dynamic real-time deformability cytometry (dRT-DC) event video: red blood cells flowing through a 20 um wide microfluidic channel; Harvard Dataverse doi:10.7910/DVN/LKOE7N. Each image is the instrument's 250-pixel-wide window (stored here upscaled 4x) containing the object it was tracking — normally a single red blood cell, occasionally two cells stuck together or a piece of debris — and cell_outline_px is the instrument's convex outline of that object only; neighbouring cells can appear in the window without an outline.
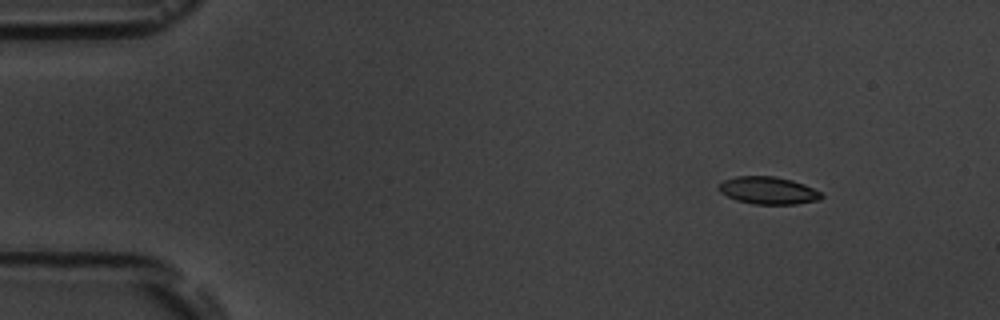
{"species": "common noctule bat (a hibernating species)", "species_latin": "Nyctalus noctula", "temperature_condition": "room temperature", "stored_images_in_passage": 5, "camera_frame_rate_fps": 3000, "um_per_image_px": 0.085, "animal": {"sex": "male", "body_mass_g": 19.5, "forearm_length_mm": 54.6}, "frame": {"image": 1, "passage_image": 2, "time_ms": 2.0, "image_size_px": [1000, 320], "cell_outline_px": [[824, 196], [820, 200], [796, 204], [752, 204], [736, 200], [720, 192], [720, 184], [724, 180], [736, 176], [776, 176], [792, 180], [804, 184], [820, 192]], "centroid_in_image_um": [65.32, 16.19], "position_along_channel_um": 19.7, "area_um2": 16.36}}
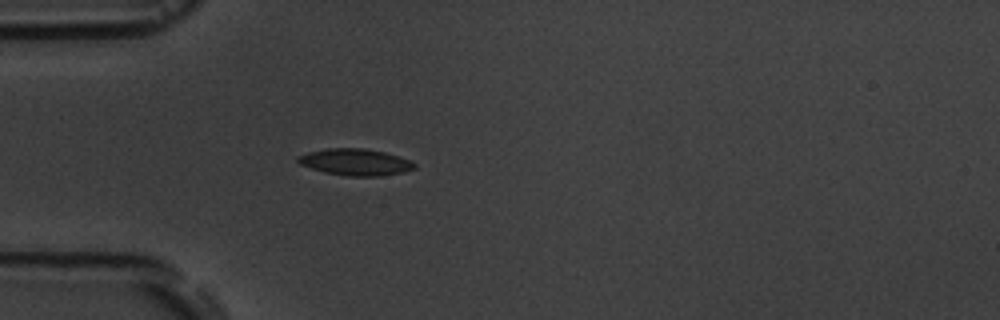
{"frame": {"image": 2, "passage_image": 5, "time_ms": 5.333, "image_size_px": [1000, 320], "cell_outline_px": [[416, 168], [404, 172], [380, 176], [348, 176], [324, 172], [300, 164], [296, 160], [296, 156], [308, 152], [328, 148], [364, 148], [384, 152], [408, 160], [416, 164]], "centroid_in_image_um": [30.18, 13.78], "position_along_channel_um": 54.8, "area_um2": 17.98}}